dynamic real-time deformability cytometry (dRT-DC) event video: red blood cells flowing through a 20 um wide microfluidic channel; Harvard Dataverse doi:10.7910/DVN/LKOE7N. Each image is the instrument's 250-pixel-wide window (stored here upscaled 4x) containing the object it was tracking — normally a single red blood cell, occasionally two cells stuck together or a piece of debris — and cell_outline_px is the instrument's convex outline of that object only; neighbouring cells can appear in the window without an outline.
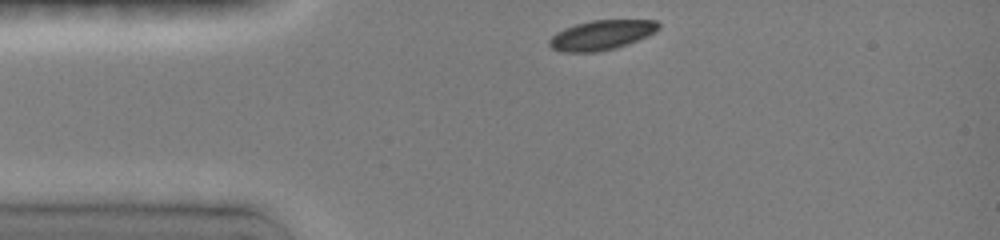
{"species": "common noctule bat (a hibernating species)", "species_latin": "Nyctalus noctula", "temperature_condition": "room temperature", "stored_images_in_passage": 37, "camera_frame_rate_fps": 3000, "um_per_image_px": 0.085, "animal": {"sex": "female", "body_mass_g": 19.0, "forearm_length_mm": 51.5}, "frame": {"image": 1, "passage_image": 1, "time_ms": 0.0, "image_size_px": [1000, 240], "cell_outline_px": [[660, 28], [636, 40], [612, 48], [592, 52], [564, 52], [552, 48], [548, 44], [548, 40], [556, 32], [564, 28], [576, 24], [592, 20], [656, 20], [660, 24]], "centroid_in_image_um": [51.06, 2.96], "position_along_channel_um": 33.9, "area_um2": 18.44}}
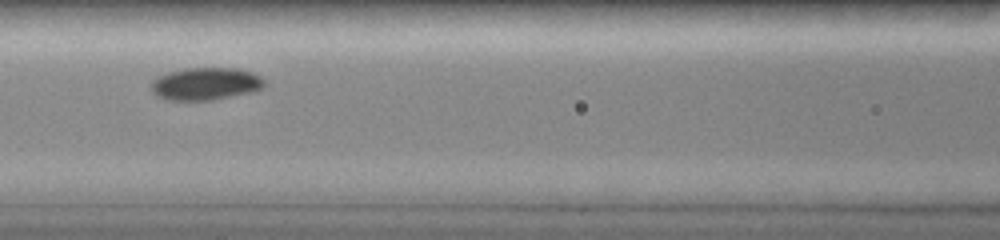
{"frame": {"image": 2, "passage_image": 13, "time_ms": 3.667, "image_size_px": [1000, 240], "cell_outline_px": [[264, 84], [260, 88], [248, 92], [212, 100], [168, 100], [156, 96], [152, 92], [152, 80], [160, 76], [184, 68], [236, 68], [252, 72], [260, 76], [264, 80]], "centroid_in_image_um": [17.45, 7.12], "position_along_channel_um": 149.1, "area_um2": 21.1}}
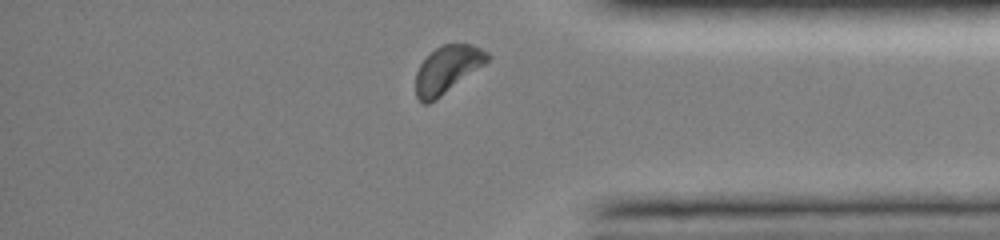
{"frame": {"image": 3, "passage_image": 33, "time_ms": 10.0, "image_size_px": [1000, 240], "cell_outline_px": [[492, 56], [484, 64], [440, 96], [428, 104], [424, 104], [416, 96], [416, 72], [420, 64], [436, 48], [444, 44], [472, 44], [488, 52]], "centroid_in_image_um": [38.02, 5.88], "position_along_channel_um": 397.2, "area_um2": 19.25}, "authors_computed_cell_mechanics": {"area_um2": 19.941, "velocity_mm_per_s": 3.9773, "shape_relaxation_time_tau1_ms": 1.455, "shape_relaxation_time_tau2_ms": null, "deformation_change_tau1": 0.0818, "deformation_change_tau2": null}}